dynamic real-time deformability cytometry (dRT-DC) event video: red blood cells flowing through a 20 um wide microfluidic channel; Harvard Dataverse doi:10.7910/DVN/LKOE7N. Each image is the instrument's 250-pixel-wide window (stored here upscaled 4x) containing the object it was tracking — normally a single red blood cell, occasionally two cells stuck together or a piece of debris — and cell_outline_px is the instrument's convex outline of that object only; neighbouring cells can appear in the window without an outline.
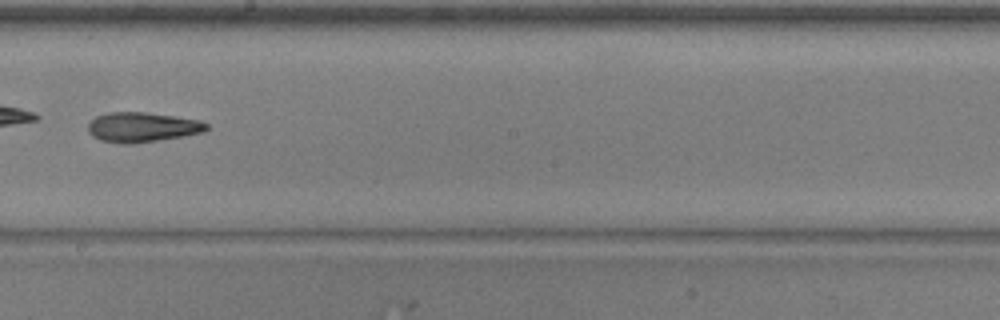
{"species": "common noctule bat (a hibernating species)", "species_latin": "Nyctalus noctula", "temperature_condition": "warm", "stored_images_in_passage": 48, "camera_frame_rate_fps": 3000, "um_per_image_px": 0.085, "animal": {"sex": "male", "body_mass_g": 20.5, "forearm_length_mm": 52.5}, "frame": {"image": 1, "passage_image": 28, "time_ms": 9.0, "image_size_px": [1000, 320], "cell_outline_px": [[208, 128], [204, 132], [184, 136], [132, 144], [120, 144], [100, 140], [92, 136], [88, 132], [88, 124], [96, 116], [108, 112], [144, 112], [200, 120], [208, 124]], "centroid_in_image_um": [12.07, 10.82], "position_along_channel_um": 236.1, "area_um2": 20.63}, "authors_computed_cell_mechanics": {"area_um2": 20.6635, "velocity_mm_per_s": 4.0489, "shape_relaxation_time_tau1_ms": 4.554, "shape_relaxation_time_tau2_ms": 5.4597, "deformation_change_tau1": 0.1567, "deformation_change_tau2": 0.1701}}